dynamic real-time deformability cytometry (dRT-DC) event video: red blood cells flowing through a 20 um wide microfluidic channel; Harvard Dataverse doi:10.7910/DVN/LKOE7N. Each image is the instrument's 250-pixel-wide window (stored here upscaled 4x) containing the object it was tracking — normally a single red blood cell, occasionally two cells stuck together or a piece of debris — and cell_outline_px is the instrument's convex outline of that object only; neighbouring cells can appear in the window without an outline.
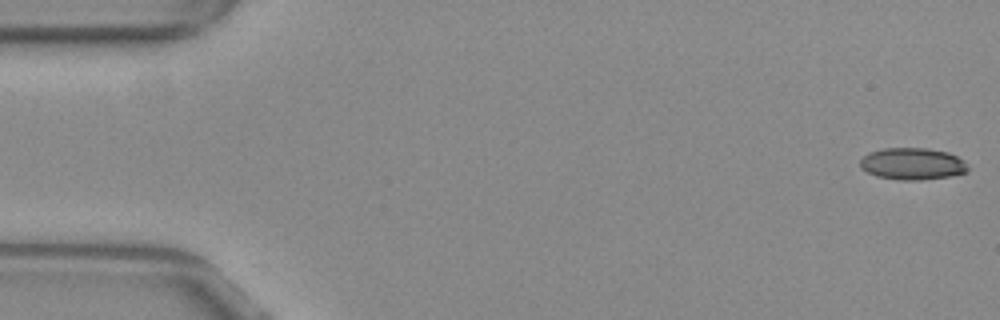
{"species": "common noctule bat (a hibernating species)", "species_latin": "Nyctalus noctula", "temperature_condition": "warm", "stored_images_in_passage": 35, "camera_frame_rate_fps": 3000, "um_per_image_px": 0.085, "animal": {"sex": "female", "body_mass_g": 29.2, "forearm_length_mm": 56.3}, "frame": {"image": 1, "passage_image": 1, "time_ms": 0.0, "image_size_px": [1000, 320], "cell_outline_px": [[968, 172], [948, 176], [920, 180], [900, 180], [876, 176], [860, 168], [860, 160], [868, 152], [884, 148], [928, 148], [948, 152], [964, 160], [968, 168]], "centroid_in_image_um": [77.55, 13.92], "position_along_channel_um": 7.5, "area_um2": 20.06}}
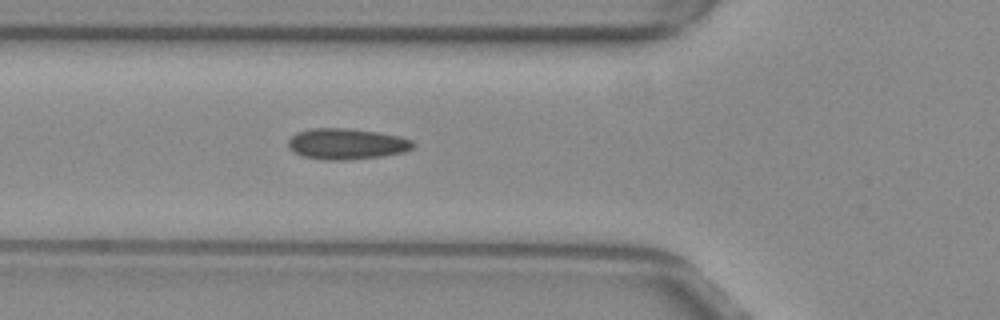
{"frame": {"image": 2, "passage_image": 19, "time_ms": 6.0, "image_size_px": [1000, 320], "cell_outline_px": [[416, 144], [412, 148], [404, 152], [380, 156], [352, 160], [324, 160], [300, 156], [288, 148], [288, 140], [296, 132], [312, 128], [348, 128], [380, 132], [400, 136], [412, 140]], "centroid_in_image_um": [29.45, 12.23], "position_along_channel_um": 96.4, "area_um2": 22.83}}
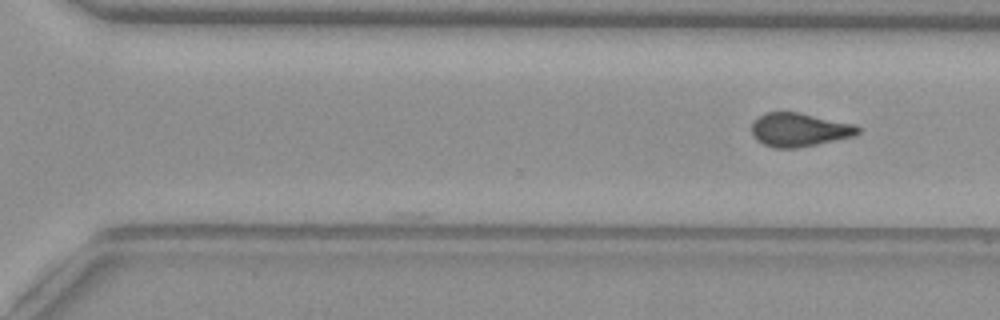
{"frame": {"image": 3, "passage_image": 35, "time_ms": 11.333, "image_size_px": [1000, 320], "cell_outline_px": [[860, 132], [856, 136], [796, 148], [776, 148], [764, 144], [756, 140], [752, 136], [752, 120], [764, 112], [800, 112], [856, 124], [860, 128]], "centroid_in_image_um": [67.94, 11.01], "position_along_channel_um": 302.7, "area_um2": 21.1}}